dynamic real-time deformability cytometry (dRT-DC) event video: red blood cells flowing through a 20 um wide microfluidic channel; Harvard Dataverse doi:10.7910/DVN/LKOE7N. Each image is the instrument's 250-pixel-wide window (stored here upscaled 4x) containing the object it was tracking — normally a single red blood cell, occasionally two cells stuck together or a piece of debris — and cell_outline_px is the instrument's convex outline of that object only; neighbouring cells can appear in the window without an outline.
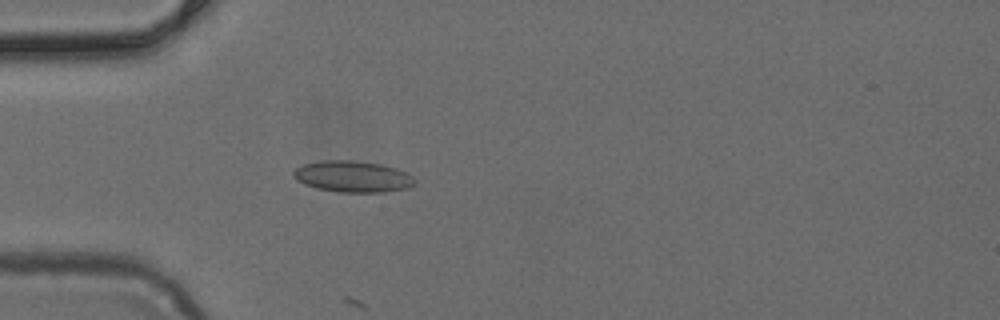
{"species": "common noctule bat (a hibernating species)", "species_latin": "Nyctalus noctula", "temperature_condition": "cold", "stored_images_in_passage": 3, "camera_frame_rate_fps": 3000, "um_per_image_px": 0.085, "animal": {"sex": "female", "body_mass_g": 24.6, "forearm_length_mm": 56.2}, "frame": {"image": 1, "passage_image": 3, "time_ms": 0.667, "image_size_px": [1000, 320], "cell_outline_px": [[416, 184], [408, 188], [384, 192], [340, 192], [316, 188], [304, 184], [292, 176], [292, 172], [296, 168], [304, 164], [324, 160], [352, 160], [380, 164], [396, 168], [408, 172], [416, 180]], "centroid_in_image_um": [30.01, 15.01], "position_along_channel_um": 55.0, "area_um2": 22.25}}